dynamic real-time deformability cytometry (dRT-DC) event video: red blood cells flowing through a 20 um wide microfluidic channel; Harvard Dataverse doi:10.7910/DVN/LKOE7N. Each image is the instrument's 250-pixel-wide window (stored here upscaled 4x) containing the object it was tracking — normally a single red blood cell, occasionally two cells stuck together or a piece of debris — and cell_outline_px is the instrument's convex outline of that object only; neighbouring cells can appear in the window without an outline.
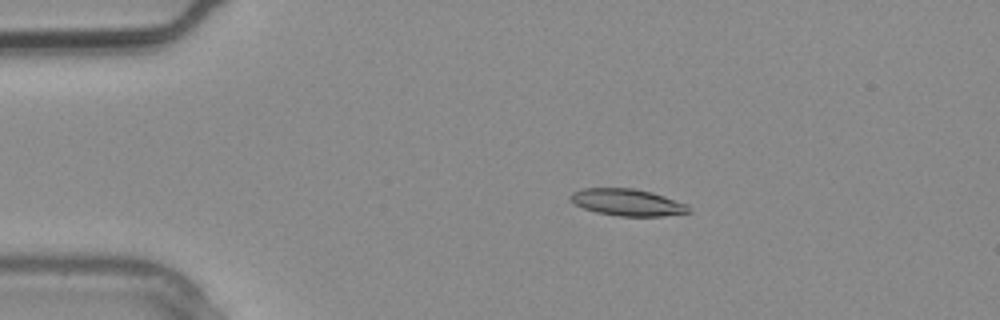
{"species": "common noctule bat (a hibernating species)", "species_latin": "Nyctalus noctula", "temperature_condition": "warm", "stored_images_in_passage": 2, "camera_frame_rate_fps": 3000, "um_per_image_px": 0.085, "animal": {"sex": "male", "body_mass_g": 20.4}, "frame": {"image": 1, "passage_image": 1, "time_ms": 0.0, "image_size_px": [1000, 320], "cell_outline_px": [[692, 212], [664, 216], [620, 216], [596, 212], [584, 208], [568, 200], [568, 196], [572, 192], [584, 188], [632, 188], [652, 192], [688, 204]], "centroid_in_image_um": [53.33, 17.2], "position_along_channel_um": 31.7, "area_um2": 18.61}}